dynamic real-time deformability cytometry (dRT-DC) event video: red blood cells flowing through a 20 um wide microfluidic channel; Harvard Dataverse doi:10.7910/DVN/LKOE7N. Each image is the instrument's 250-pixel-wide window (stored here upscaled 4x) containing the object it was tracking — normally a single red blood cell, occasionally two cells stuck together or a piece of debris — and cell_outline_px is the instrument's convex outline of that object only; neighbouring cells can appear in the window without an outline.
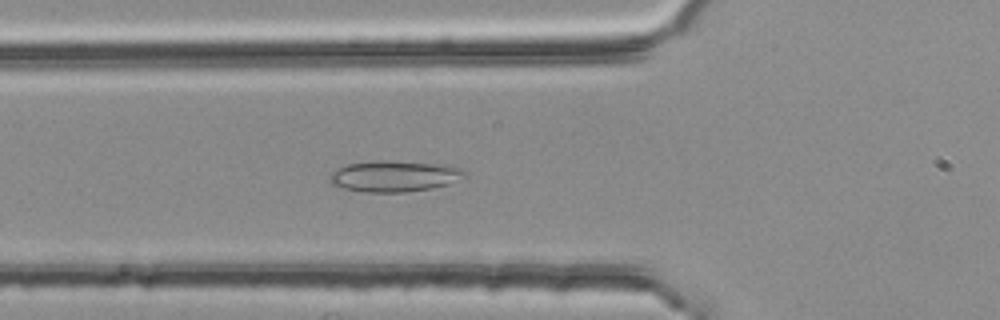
{"species": "common noctule bat (a hibernating species)", "species_latin": "Nyctalus noctula", "temperature_condition": "room temperature", "stored_images_in_passage": 39, "camera_frame_rate_fps": 3000, "um_per_image_px": 0.085, "animal": {"sex": "female", "body_mass_g": 25.1}, "frame": {"image": 1, "passage_image": 5, "time_ms": 1.333, "image_size_px": [1000, 320], "cell_outline_px": [[468, 176], [448, 184], [432, 188], [404, 192], [364, 192], [344, 188], [328, 184], [328, 180], [332, 172], [348, 164], [380, 160], [388, 160], [444, 164], [460, 168]], "centroid_in_image_um": [33.52, 14.97], "position_along_channel_um": 92.3, "area_um2": 24.51}}
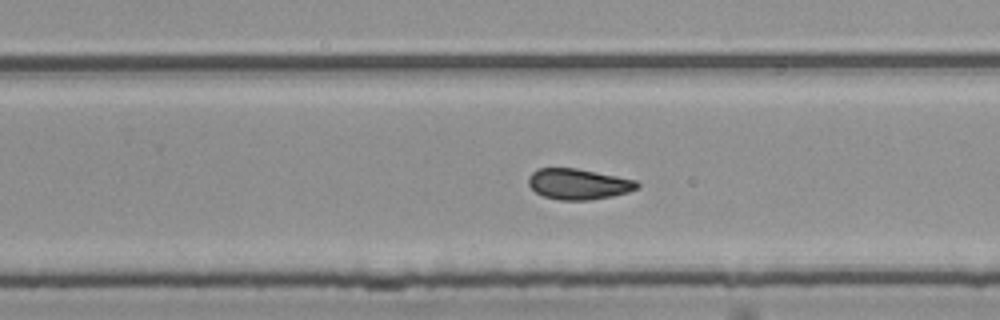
{"frame": {"image": 2, "passage_image": 20, "time_ms": 6.333, "image_size_px": [1000, 320], "cell_outline_px": [[640, 188], [628, 192], [612, 196], [588, 200], [560, 200], [544, 196], [536, 192], [528, 184], [528, 176], [536, 168], [576, 168], [636, 180], [640, 184]], "centroid_in_image_um": [49.16, 15.64], "position_along_channel_um": 280.6, "area_um2": 19.48}}
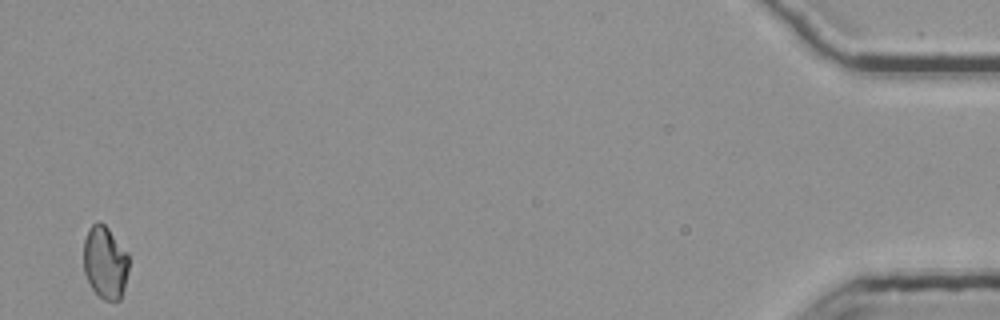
{"frame": {"image": 3, "passage_image": 39, "time_ms": 12.667, "image_size_px": [1000, 320], "cell_outline_px": [[128, 272], [124, 288], [120, 300], [104, 300], [88, 284], [84, 272], [84, 240], [88, 228], [92, 224], [100, 220], [108, 228], [128, 256]], "centroid_in_image_um": [8.91, 22.31], "position_along_channel_um": 426.3, "area_um2": 19.02}, "authors_computed_cell_mechanics": {"area_um2": 19.5364, "velocity_mm_per_s": 3.7559, "shape_relaxation_time_tau1_ms": null, "shape_relaxation_time_tau2_ms": 1.8914, "deformation_change_tau1": null, "deformation_change_tau2": 0.0825}}